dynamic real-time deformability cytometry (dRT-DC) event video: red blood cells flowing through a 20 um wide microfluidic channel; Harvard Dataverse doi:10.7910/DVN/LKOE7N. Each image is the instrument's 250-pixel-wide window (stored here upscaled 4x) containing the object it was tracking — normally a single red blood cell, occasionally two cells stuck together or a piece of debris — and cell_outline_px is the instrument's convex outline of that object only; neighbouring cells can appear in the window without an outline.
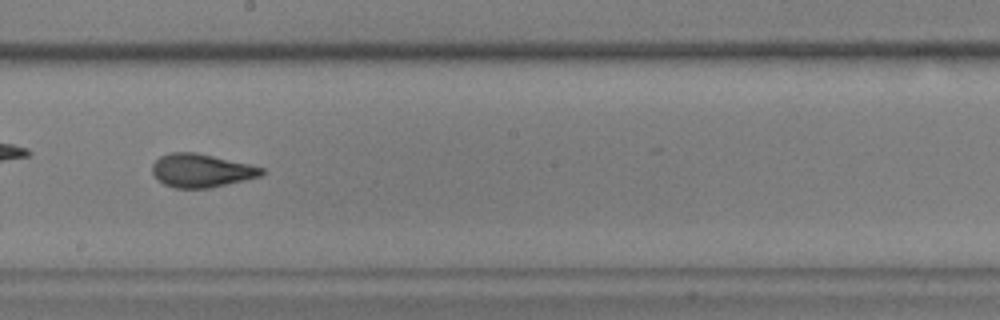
{"species": "common noctule bat (a hibernating species)", "species_latin": "Nyctalus noctula", "temperature_condition": "warm", "stored_images_in_passage": 55, "camera_frame_rate_fps": 3000, "um_per_image_px": 0.085, "animal": {"sex": "male", "body_mass_g": 17.9, "forearm_length_mm": 54.2}, "frame": {"image": 1, "passage_image": 32, "time_ms": 10.333, "image_size_px": [1000, 320], "cell_outline_px": [[264, 172], [260, 176], [208, 188], [176, 188], [164, 184], [156, 180], [152, 172], [152, 164], [160, 156], [168, 152], [196, 152], [248, 164], [264, 168]], "centroid_in_image_um": [17.05, 14.49], "position_along_channel_um": 231.2, "area_um2": 21.15}}